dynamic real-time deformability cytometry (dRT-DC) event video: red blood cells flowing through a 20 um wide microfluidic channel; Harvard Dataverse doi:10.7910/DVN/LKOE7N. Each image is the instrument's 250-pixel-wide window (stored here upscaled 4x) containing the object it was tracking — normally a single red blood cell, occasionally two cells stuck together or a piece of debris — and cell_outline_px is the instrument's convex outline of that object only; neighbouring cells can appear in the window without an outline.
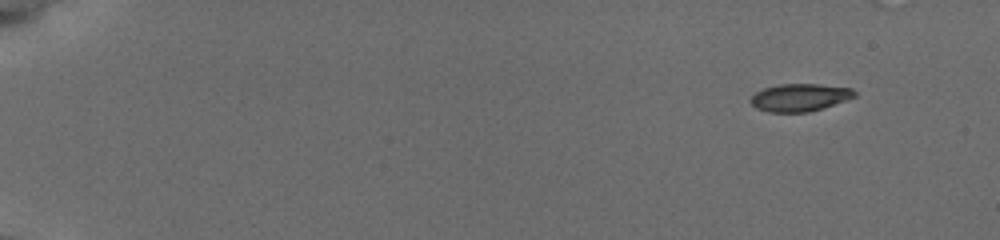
{"species": "common noctule bat (a hibernating species)", "species_latin": "Nyctalus noctula", "temperature_condition": "cold", "stored_images_in_passage": 47, "camera_frame_rate_fps": 3000, "um_per_image_px": 0.085, "animal": {"sex": "female", "body_mass_g": 19.5, "forearm_length_mm": 54.1}, "frame": {"image": 1, "passage_image": 1, "time_ms": 0.0, "image_size_px": [1000, 240], "cell_outline_px": [[856, 96], [808, 112], [768, 112], [756, 108], [748, 100], [756, 92], [764, 88], [780, 84], [816, 84], [852, 88], [856, 92]], "centroid_in_image_um": [67.93, 8.28], "position_along_channel_um": 17.1, "area_um2": 16.47}}
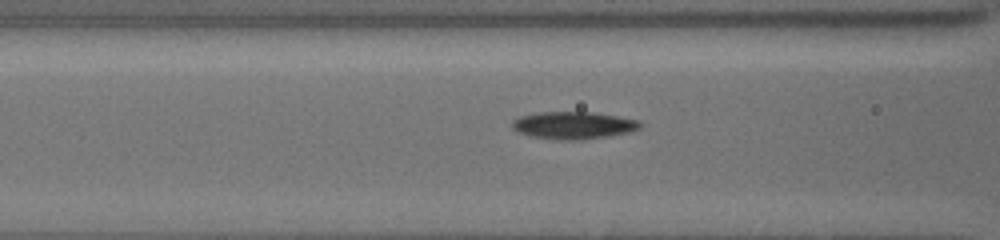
{"frame": {"image": 2, "passage_image": 21, "time_ms": 6.667, "image_size_px": [1000, 240], "cell_outline_px": [[640, 128], [628, 132], [604, 136], [572, 140], [568, 140], [532, 136], [520, 132], [512, 128], [512, 120], [520, 116], [540, 112], [592, 112], [640, 120]], "centroid_in_image_um": [48.72, 10.63], "position_along_channel_um": 117.9, "area_um2": 19.88}}
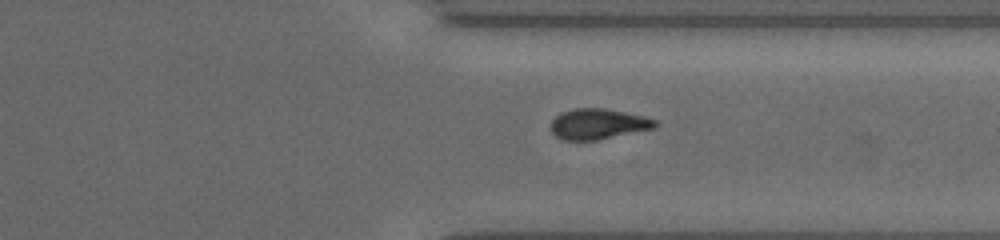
{"frame": {"image": 3, "passage_image": 40, "time_ms": 13.0, "image_size_px": [1000, 240], "cell_outline_px": [[660, 124], [656, 128], [596, 140], [564, 140], [556, 136], [552, 132], [552, 120], [560, 112], [576, 108], [604, 108], [644, 116], [656, 120]], "centroid_in_image_um": [50.87, 10.53], "position_along_channel_um": 360.5, "area_um2": 18.55}}